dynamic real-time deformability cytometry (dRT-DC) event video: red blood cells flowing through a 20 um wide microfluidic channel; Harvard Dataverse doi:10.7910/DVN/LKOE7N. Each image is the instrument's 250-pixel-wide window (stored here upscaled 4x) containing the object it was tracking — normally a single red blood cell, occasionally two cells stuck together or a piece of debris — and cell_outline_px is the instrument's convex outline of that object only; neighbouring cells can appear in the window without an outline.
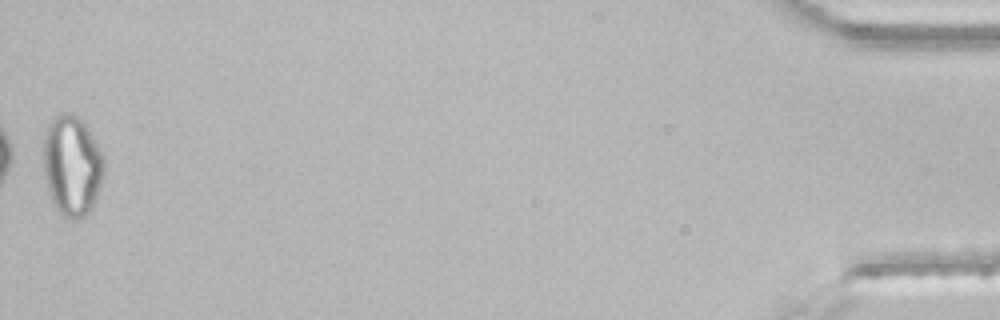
{"species": "common noctule bat (a hibernating species)", "species_latin": "Nyctalus noctula", "temperature_condition": "room temperature", "stored_images_in_passage": 39, "camera_frame_rate_fps": 3000, "um_per_image_px": 0.085, "animal": {"sex": "male", "body_mass_g": 21.5, "forearm_length_mm": 52.0}, "frame": {"image": 1, "passage_image": 39, "time_ms": 12.667, "image_size_px": [1000, 320], "cell_outline_px": [[104, 172], [100, 188], [96, 200], [92, 208], [84, 216], [76, 220], [64, 216], [56, 208], [52, 200], [44, 176], [44, 136], [48, 124], [60, 112], [72, 112], [84, 120], [104, 152]], "centroid_in_image_um": [6.16, 14.03], "position_along_channel_um": 429.0, "area_um2": 36.07}}